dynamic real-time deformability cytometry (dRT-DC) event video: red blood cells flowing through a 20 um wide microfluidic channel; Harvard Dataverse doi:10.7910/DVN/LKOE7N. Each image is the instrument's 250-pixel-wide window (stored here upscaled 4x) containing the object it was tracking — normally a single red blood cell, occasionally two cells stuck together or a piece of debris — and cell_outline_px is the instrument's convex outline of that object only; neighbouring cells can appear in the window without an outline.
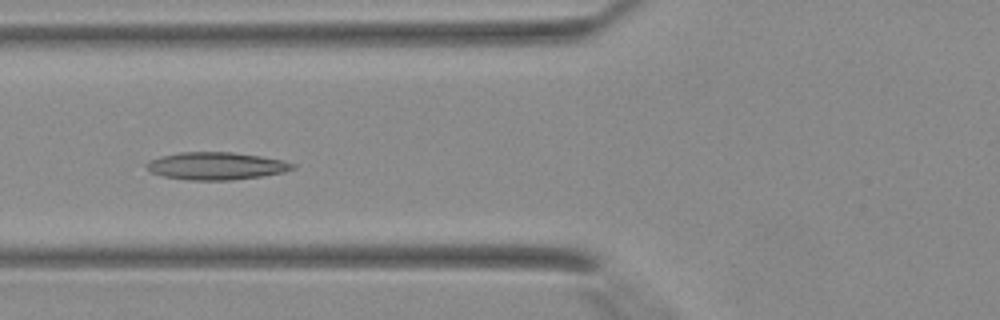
{"species": "Egyptian fruit bat (a non-hibernating species)", "species_latin": "Rousettus aegyptiacus", "temperature_condition": "warm", "stored_images_in_passage": 41, "segment_of_instrument_passage": [1, 2], "camera_frame_rate_fps": 3000, "um_per_image_px": 0.085, "animal": {"sex": "female"}, "frame": {"image": 1, "passage_image": 15, "time_ms": 4.667, "image_size_px": [1000, 320], "cell_outline_px": [[296, 168], [284, 172], [264, 176], [232, 180], [188, 180], [164, 176], [152, 172], [144, 164], [160, 156], [180, 152], [232, 152], [260, 156], [284, 160], [296, 164]], "centroid_in_image_um": [18.43, 14.1], "position_along_channel_um": 107.4, "area_um2": 23.47}}
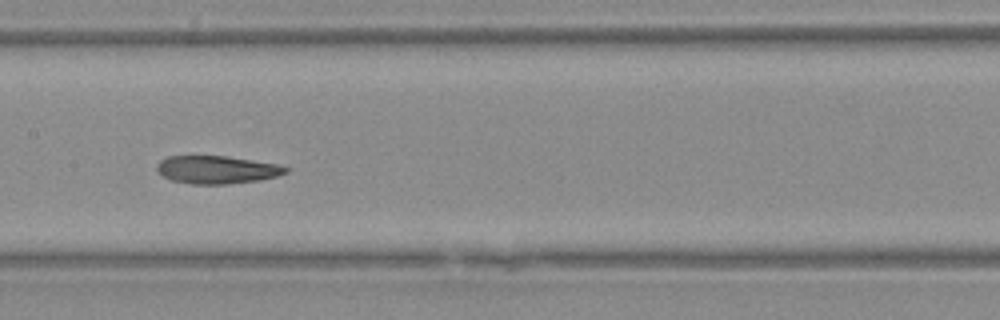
{"frame": {"image": 2, "passage_image": 20, "time_ms": 6.333, "image_size_px": [1000, 320], "cell_outline_px": [[288, 172], [276, 176], [256, 180], [228, 184], [192, 184], [172, 180], [156, 172], [156, 164], [160, 160], [168, 156], [224, 156], [276, 164], [288, 168]], "centroid_in_image_um": [18.36, 14.42], "position_along_channel_um": 189.0, "area_um2": 20.69}}
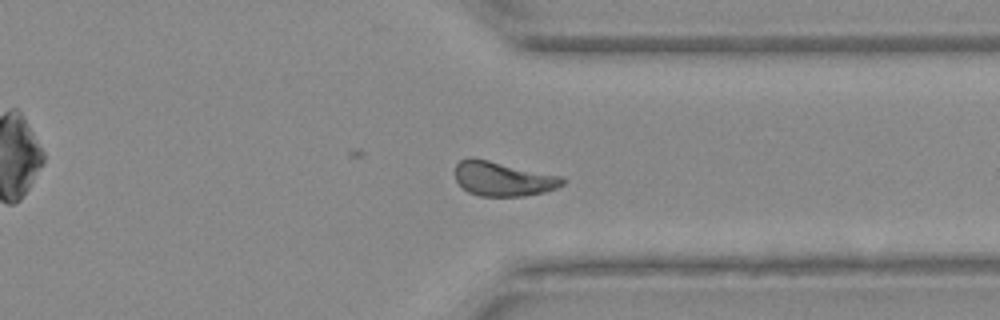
{"frame": {"image": 3, "passage_image": 31, "time_ms": 10.0, "image_size_px": [1000, 320], "cell_outline_px": [[568, 180], [564, 184], [556, 188], [544, 192], [524, 196], [480, 196], [468, 192], [456, 180], [456, 164], [460, 160], [468, 156], [488, 160], [560, 176]], "centroid_in_image_um": [42.75, 15.2], "position_along_channel_um": 368.6, "area_um2": 21.44}}